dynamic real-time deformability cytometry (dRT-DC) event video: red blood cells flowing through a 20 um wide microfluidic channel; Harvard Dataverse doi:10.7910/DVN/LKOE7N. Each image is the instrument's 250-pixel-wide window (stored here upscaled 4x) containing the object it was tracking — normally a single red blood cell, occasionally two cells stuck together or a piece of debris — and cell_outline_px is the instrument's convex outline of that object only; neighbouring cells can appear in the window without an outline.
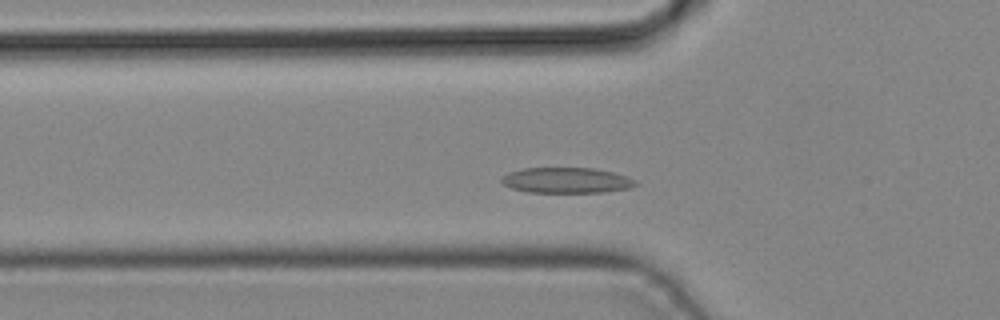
{"species": "common noctule bat (a hibernating species)", "species_latin": "Nyctalus noctula", "temperature_condition": "cold", "stored_images_in_passage": 40, "segment_of_instrument_passage": [1, 2], "camera_frame_rate_fps": 3000, "um_per_image_px": 0.085, "animal": {"sex": "male", "body_mass_g": 19.2, "forearm_length_mm": 51.8}, "frame": {"image": 1, "passage_image": 9, "time_ms": 2.667, "image_size_px": [1000, 320], "cell_outline_px": [[636, 184], [628, 188], [604, 192], [528, 192], [512, 188], [504, 184], [500, 180], [508, 172], [524, 168], [592, 168], [612, 172], [636, 180]], "centroid_in_image_um": [48.12, 15.32], "position_along_channel_um": 77.7, "area_um2": 19.65}}
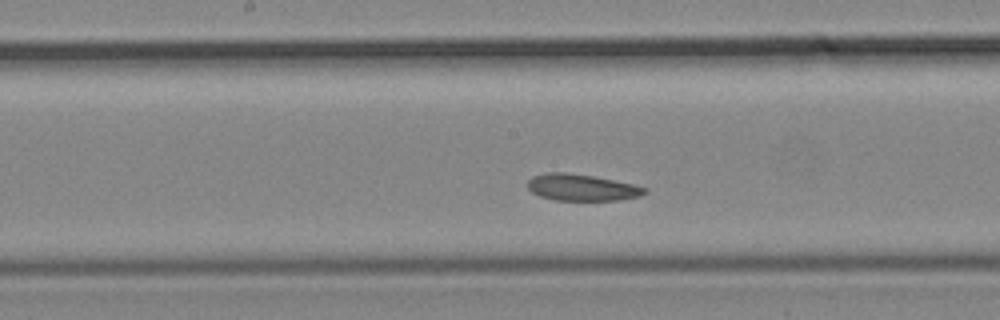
{"frame": {"image": 2, "passage_image": 17, "time_ms": 5.333, "image_size_px": [1000, 320], "cell_outline_px": [[648, 192], [640, 196], [620, 200], [556, 200], [540, 196], [532, 192], [528, 188], [528, 180], [532, 176], [544, 172], [564, 172], [592, 176], [632, 184], [648, 188]], "centroid_in_image_um": [49.44, 15.93], "position_along_channel_um": 198.8, "area_um2": 18.09}}
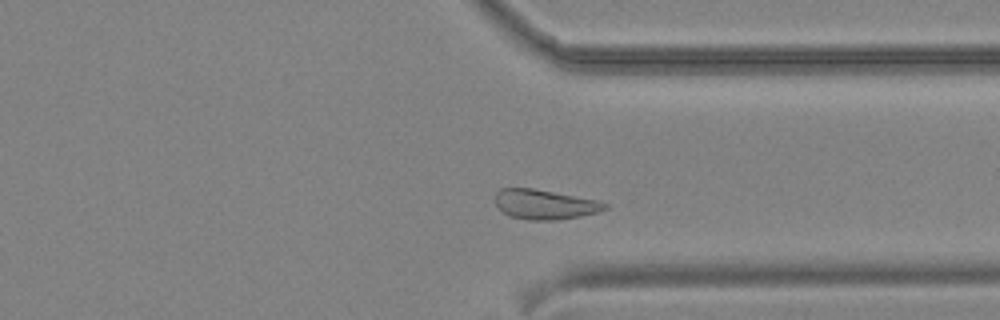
{"frame": {"image": 3, "passage_image": 28, "time_ms": 9.0, "image_size_px": [1000, 320], "cell_outline_px": [[608, 208], [596, 212], [580, 216], [556, 220], [528, 220], [512, 216], [504, 212], [496, 204], [496, 192], [500, 188], [532, 188], [596, 200], [608, 204]], "centroid_in_image_um": [46.3, 17.37], "position_along_channel_um": 365.1, "area_um2": 18.67}}